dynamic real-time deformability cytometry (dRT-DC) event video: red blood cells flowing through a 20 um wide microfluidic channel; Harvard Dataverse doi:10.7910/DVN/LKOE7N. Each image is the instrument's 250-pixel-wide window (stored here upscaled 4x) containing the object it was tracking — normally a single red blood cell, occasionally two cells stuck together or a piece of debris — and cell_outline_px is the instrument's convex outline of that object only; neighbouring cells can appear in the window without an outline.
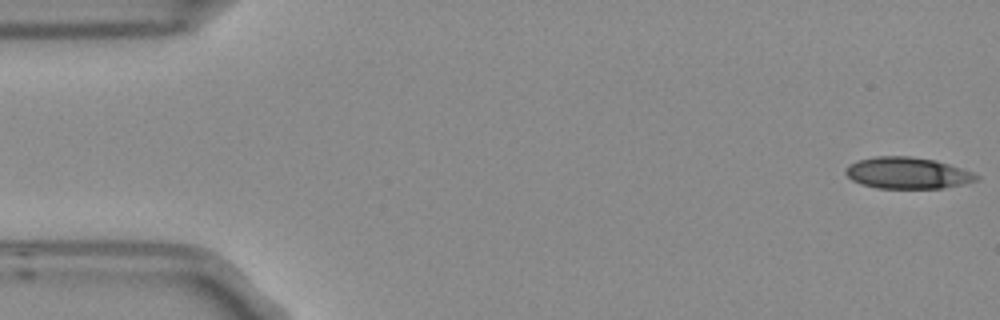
{"species": "Egyptian fruit bat (a non-hibernating species)", "species_latin": "Rousettus aegyptiacus", "temperature_condition": "room temperature", "stored_images_in_passage": 6, "camera_frame_rate_fps": 3000, "um_per_image_px": 0.085, "frame": {"image": 1, "passage_image": 1, "time_ms": 0.0, "image_size_px": [1000, 320], "cell_outline_px": [[980, 176], [976, 180], [944, 188], [876, 188], [860, 184], [852, 180], [844, 172], [844, 168], [848, 164], [860, 160], [876, 156], [908, 156], [936, 160], [972, 172]], "centroid_in_image_um": [77.08, 14.7], "position_along_channel_um": 7.9, "area_um2": 23.87}}
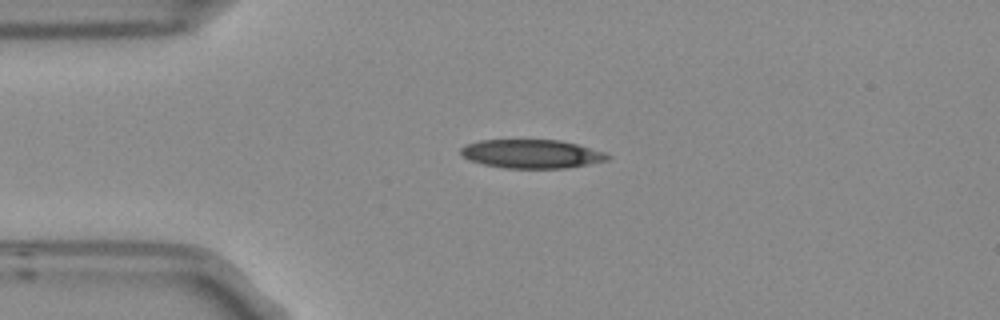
{"frame": {"image": 2, "passage_image": 4, "time_ms": 1.0, "image_size_px": [1000, 320], "cell_outline_px": [[612, 156], [608, 160], [588, 164], [564, 168], [504, 168], [484, 164], [468, 160], [460, 156], [460, 148], [464, 144], [480, 140], [560, 140], [608, 152]], "centroid_in_image_um": [45.17, 13.08], "position_along_channel_um": 39.8, "area_um2": 24.8}}